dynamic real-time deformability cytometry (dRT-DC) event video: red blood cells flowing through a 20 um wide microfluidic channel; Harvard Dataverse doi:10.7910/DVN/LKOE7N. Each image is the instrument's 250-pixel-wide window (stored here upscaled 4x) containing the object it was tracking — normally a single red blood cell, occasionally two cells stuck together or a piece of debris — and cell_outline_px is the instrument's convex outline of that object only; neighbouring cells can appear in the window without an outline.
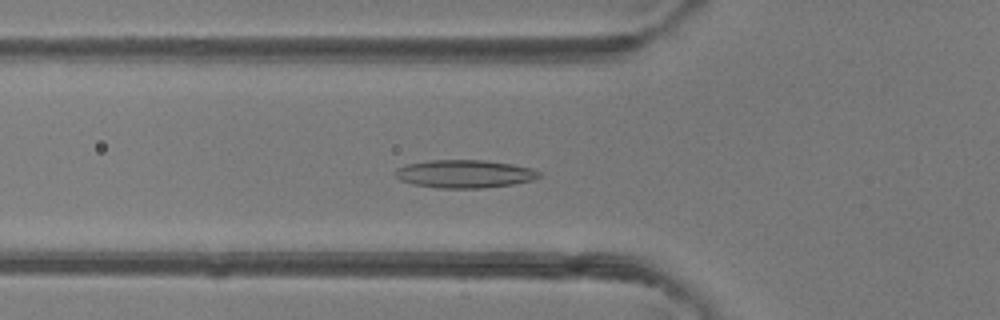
{"species": "common noctule bat (a hibernating species)", "species_latin": "Nyctalus noctula", "temperature_condition": "room temperature", "stored_images_in_passage": 39, "camera_frame_rate_fps": 3000, "um_per_image_px": 0.085, "animal": {"sex": "female"}, "frame": {"image": 1, "passage_image": 8, "time_ms": 2.333, "image_size_px": [1000, 320], "cell_outline_px": [[544, 176], [532, 180], [512, 184], [484, 188], [436, 188], [412, 184], [400, 180], [392, 172], [396, 168], [408, 164], [428, 160], [484, 160], [512, 164], [532, 168], [540, 172]], "centroid_in_image_um": [39.48, 14.78], "position_along_channel_um": 86.3, "area_um2": 23.7}}
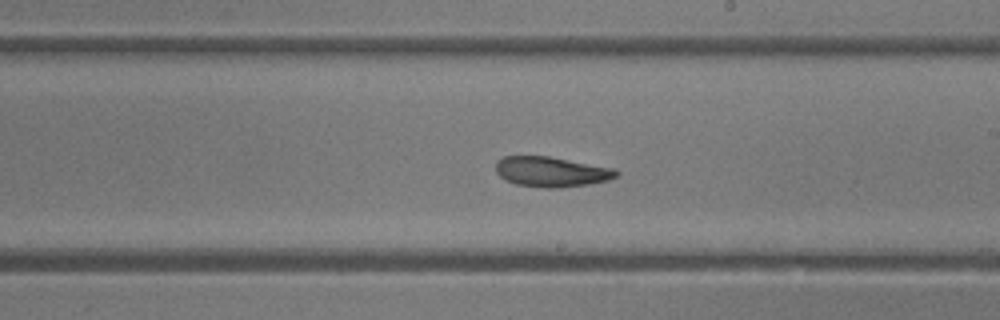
{"frame": {"image": 2, "passage_image": 19, "time_ms": 6.0, "image_size_px": [1000, 320], "cell_outline_px": [[620, 172], [616, 176], [608, 180], [588, 184], [560, 188], [544, 188], [516, 184], [504, 180], [496, 172], [496, 160], [504, 156], [548, 156], [612, 168]], "centroid_in_image_um": [46.82, 14.6], "position_along_channel_um": 242.2, "area_um2": 21.1}}
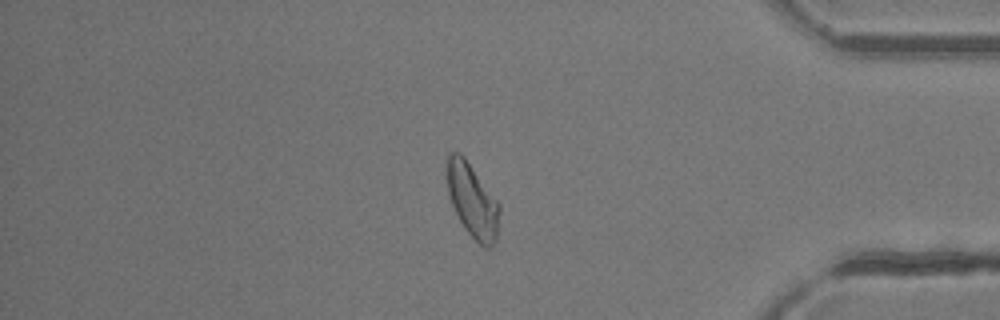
{"frame": {"image": 3, "passage_image": 32, "time_ms": 10.333, "image_size_px": [1000, 320], "cell_outline_px": [[500, 208], [496, 240], [492, 248], [484, 248], [468, 232], [460, 220], [452, 204], [448, 192], [448, 156], [452, 152], [460, 152], [464, 156], [500, 204]], "centroid_in_image_um": [40.19, 17.07], "position_along_channel_um": 395.0, "area_um2": 22.14}, "authors_computed_cell_mechanics": {"area_um2": 22.1374, "velocity_mm_per_s": 4.232, "shape_relaxation_time_tau1_ms": null, "shape_relaxation_time_tau2_ms": 3.223, "deformation_change_tau1": null, "deformation_change_tau2": 0.1039}}